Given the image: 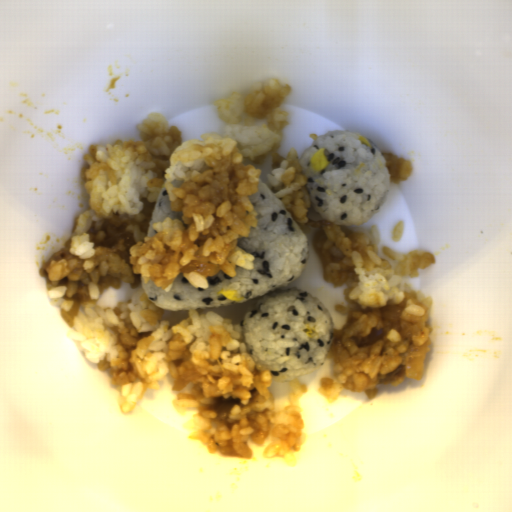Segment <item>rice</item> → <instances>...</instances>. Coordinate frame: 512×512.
<instances>
[{"mask_svg": "<svg viewBox=\"0 0 512 512\" xmlns=\"http://www.w3.org/2000/svg\"><path fill=\"white\" fill-rule=\"evenodd\" d=\"M290 93L291 86L270 79L218 98L214 104L223 132L210 131L201 139L183 141L179 128L169 127V118L153 111L136 125L140 138L91 145L80 171L89 207L41 267L49 302L67 312L76 294L95 300L105 288L120 284L135 290L151 282L168 292L181 266L198 259L196 241L208 233L213 239L206 240L202 254L216 252L211 261L225 275L235 277L236 265L254 269L255 256L238 243L256 226L249 197L257 192L266 160L271 165L267 186L309 233L312 226L305 223L322 219L312 210L301 155L291 148L285 157L280 153L281 136L290 123L282 106ZM163 187L171 210L182 216L153 224L157 234L148 237L147 225ZM116 214L130 219L126 230L137 242L130 248V264L115 254L124 251L123 240L112 248H95L86 234L93 221L100 228Z\"/></svg>", "mask_w": 512, "mask_h": 512, "instance_id": "rice-1", "label": "rice"}, {"mask_svg": "<svg viewBox=\"0 0 512 512\" xmlns=\"http://www.w3.org/2000/svg\"><path fill=\"white\" fill-rule=\"evenodd\" d=\"M69 337L82 356L101 372L110 369L120 390L125 415L147 389H160L170 375L176 398L172 406L183 414L197 412L185 425L194 442L208 453L249 459L248 442L262 447L263 458H282L295 467L306 441L300 400L308 388L291 380L286 408L276 409L270 391V370L250 354L241 324L204 309L176 311L171 316L138 290L118 306L89 304L78 308ZM236 397L226 420L215 423L210 411L215 396Z\"/></svg>", "mask_w": 512, "mask_h": 512, "instance_id": "rice-2", "label": "rice"}, {"mask_svg": "<svg viewBox=\"0 0 512 512\" xmlns=\"http://www.w3.org/2000/svg\"><path fill=\"white\" fill-rule=\"evenodd\" d=\"M248 198L255 226L237 245L254 256L253 269L237 264L234 277L220 269L214 276H206L207 289L195 288L183 273L169 291L151 281L141 288L162 311L204 310L254 300L240 323L247 350L256 363L269 370L271 383H292L322 367L334 320L320 299L290 286L300 277L307 259V233L264 182L259 180L255 194ZM232 288L241 302L217 294ZM308 324L317 331L313 338L306 336Z\"/></svg>", "mask_w": 512, "mask_h": 512, "instance_id": "rice-3", "label": "rice"}, {"mask_svg": "<svg viewBox=\"0 0 512 512\" xmlns=\"http://www.w3.org/2000/svg\"><path fill=\"white\" fill-rule=\"evenodd\" d=\"M322 228L327 236L322 248L335 247L344 255L338 262L327 263L323 274L326 285H346V305L336 304L334 308L346 317V323L342 329L330 332L326 358L333 362L336 378H321L319 393L329 401L343 390L366 393L369 400L375 399L377 375H387L404 366L409 346H423L433 337L429 322L432 297L424 290L411 288L405 280L419 276V270L433 265L435 258L431 252L402 254L380 246L375 226L371 230L335 224ZM405 298L408 302L401 315V333L391 330L382 341L359 348L349 339L383 328L381 308Z\"/></svg>", "mask_w": 512, "mask_h": 512, "instance_id": "rice-4", "label": "rice"}, {"mask_svg": "<svg viewBox=\"0 0 512 512\" xmlns=\"http://www.w3.org/2000/svg\"><path fill=\"white\" fill-rule=\"evenodd\" d=\"M353 130H331L320 135L301 154L312 206L321 221L342 228L363 225L384 205L391 187L387 161L372 141L361 144ZM329 163L321 171L310 168V158L319 149Z\"/></svg>", "mask_w": 512, "mask_h": 512, "instance_id": "rice-5", "label": "rice"}, {"mask_svg": "<svg viewBox=\"0 0 512 512\" xmlns=\"http://www.w3.org/2000/svg\"><path fill=\"white\" fill-rule=\"evenodd\" d=\"M181 212L179 210H171L169 194L166 188H162L155 200L154 207L151 213L149 223L147 225L146 234L148 237H153L157 234L153 224L163 222L167 218L181 219Z\"/></svg>", "mask_w": 512, "mask_h": 512, "instance_id": "rice-6", "label": "rice"}, {"mask_svg": "<svg viewBox=\"0 0 512 512\" xmlns=\"http://www.w3.org/2000/svg\"><path fill=\"white\" fill-rule=\"evenodd\" d=\"M185 276L188 283H190L194 288L199 290L208 289V280L207 276L199 275L196 272L192 273H182Z\"/></svg>", "mask_w": 512, "mask_h": 512, "instance_id": "rice-7", "label": "rice"}, {"mask_svg": "<svg viewBox=\"0 0 512 512\" xmlns=\"http://www.w3.org/2000/svg\"><path fill=\"white\" fill-rule=\"evenodd\" d=\"M405 224L404 221H398L391 235L392 241L399 242L404 234Z\"/></svg>", "mask_w": 512, "mask_h": 512, "instance_id": "rice-8", "label": "rice"}, {"mask_svg": "<svg viewBox=\"0 0 512 512\" xmlns=\"http://www.w3.org/2000/svg\"><path fill=\"white\" fill-rule=\"evenodd\" d=\"M405 378H406V377H404V376H403V377L399 378L398 380H396V381H394V382H392V383H390V384H391L393 387H394V386H399L402 382H404Z\"/></svg>", "mask_w": 512, "mask_h": 512, "instance_id": "rice-9", "label": "rice"}]
</instances>
